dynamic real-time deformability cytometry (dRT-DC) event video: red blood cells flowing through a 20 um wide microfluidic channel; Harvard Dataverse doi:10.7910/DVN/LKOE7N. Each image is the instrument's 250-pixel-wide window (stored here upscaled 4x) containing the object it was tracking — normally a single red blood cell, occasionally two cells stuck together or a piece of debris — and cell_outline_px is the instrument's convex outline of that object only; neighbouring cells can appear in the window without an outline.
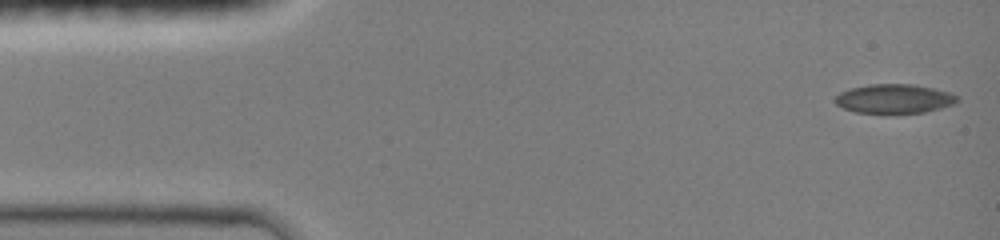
{"species": "common noctule bat (a hibernating species)", "species_latin": "Nyctalus noctula", "temperature_condition": "room temperature", "stored_images_in_passage": 18, "camera_frame_rate_fps": 3000, "um_per_image_px": 0.085, "animal": {"sex": "female", "body_mass_g": 19.0, "forearm_length_mm": 51.5}, "frame": {"image": 1, "passage_image": 1, "time_ms": 0.0, "image_size_px": [1000, 240], "cell_outline_px": [[960, 100], [956, 104], [924, 112], [856, 112], [844, 108], [836, 104], [832, 100], [840, 92], [852, 88], [872, 84], [912, 84], [932, 88], [948, 92], [960, 96]], "centroid_in_image_um": [76.04, 8.38], "position_along_channel_um": 9.0, "area_um2": 20.52}}
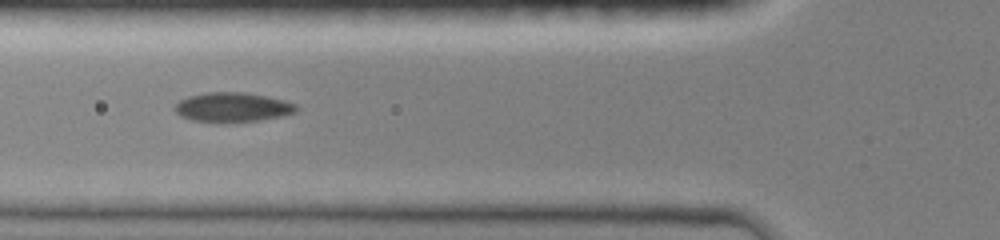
{"frame": {"image": 2, "passage_image": 13, "time_ms": 5.0, "image_size_px": [1000, 240], "cell_outline_px": [[296, 112], [280, 116], [256, 120], [192, 120], [180, 116], [176, 112], [176, 104], [180, 100], [188, 96], [208, 92], [244, 92], [284, 100], [296, 104]], "centroid_in_image_um": [19.76, 9.07], "position_along_channel_um": 106.0, "area_um2": 19.94}}
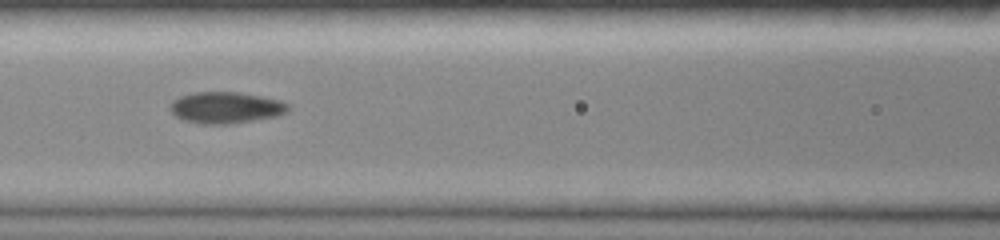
{"frame": {"image": 3, "passage_image": 16, "time_ms": 6.0, "image_size_px": [1000, 240], "cell_outline_px": [[288, 108], [284, 112], [276, 116], [228, 124], [200, 124], [184, 120], [176, 116], [172, 112], [172, 100], [180, 96], [196, 92], [236, 92], [260, 96], [280, 100], [288, 104]], "centroid_in_image_um": [19.17, 9.14], "position_along_channel_um": 147.4, "area_um2": 21.21}}